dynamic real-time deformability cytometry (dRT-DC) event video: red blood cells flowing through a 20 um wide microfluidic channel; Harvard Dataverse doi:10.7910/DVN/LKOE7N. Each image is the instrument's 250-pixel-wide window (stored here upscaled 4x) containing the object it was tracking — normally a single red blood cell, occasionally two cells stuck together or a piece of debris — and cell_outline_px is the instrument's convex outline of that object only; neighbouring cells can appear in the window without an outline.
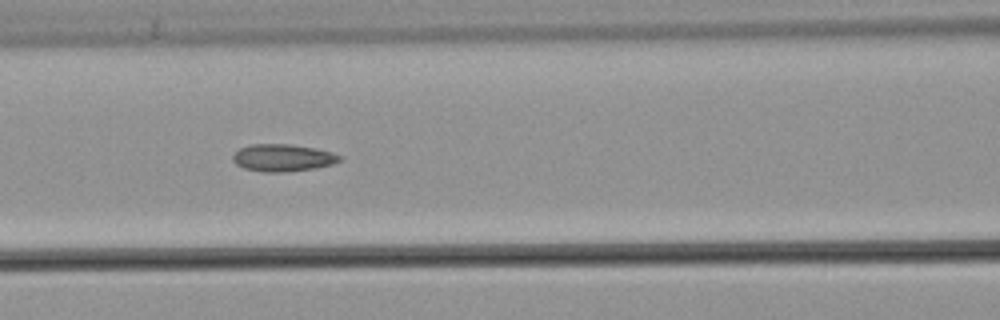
{"species": "common noctule bat (a hibernating species)", "species_latin": "Nyctalus noctula", "temperature_condition": "warm", "stored_images_in_passage": 54, "camera_frame_rate_fps": 3000, "um_per_image_px": 0.085, "animal": {"sex": "male", "body_mass_g": 21.5, "forearm_length_mm": 52.0}, "frame": {"image": 1, "passage_image": 24, "time_ms": 7.667, "image_size_px": [1000, 320], "cell_outline_px": [[340, 160], [332, 164], [316, 168], [280, 172], [264, 172], [244, 168], [236, 164], [232, 160], [232, 156], [240, 148], [252, 144], [292, 144], [316, 148], [332, 152], [340, 156]], "centroid_in_image_um": [24.02, 13.4], "position_along_channel_um": 142.6, "area_um2": 16.88}, "authors_computed_cell_mechanics": {"area_um2": 16.762, "velocity_mm_per_s": 3.8638, "shape_relaxation_time_tau1_ms": null, "shape_relaxation_time_tau2_ms": 2.9276, "deformation_change_tau1": null, "deformation_change_tau2": 0.1025}}